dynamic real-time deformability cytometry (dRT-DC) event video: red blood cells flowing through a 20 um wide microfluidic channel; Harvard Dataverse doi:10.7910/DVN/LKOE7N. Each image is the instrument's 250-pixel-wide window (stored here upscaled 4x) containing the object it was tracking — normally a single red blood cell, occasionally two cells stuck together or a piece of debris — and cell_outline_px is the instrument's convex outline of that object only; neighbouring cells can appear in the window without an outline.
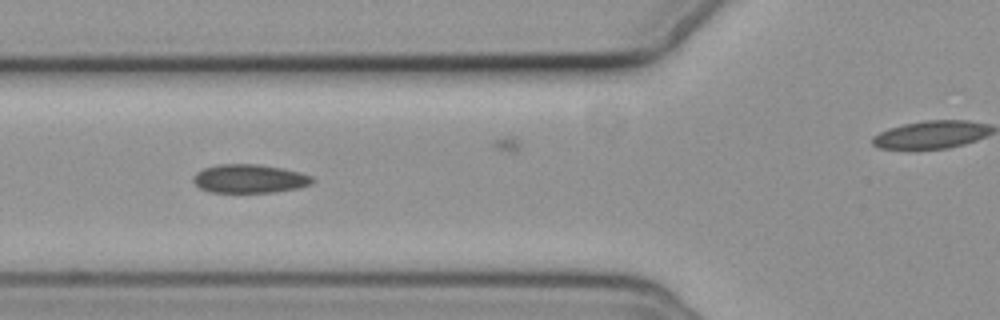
{"species": "common noctule bat (a hibernating species)", "species_latin": "Nyctalus noctula", "temperature_condition": "cold", "stored_images_in_passage": 12, "camera_frame_rate_fps": 3000, "um_per_image_px": 0.085, "animal": {"sex": "female", "body_mass_g": 19.3, "forearm_length_mm": 54.1}, "frame": {"image": 1, "passage_image": 4, "time_ms": 4.333, "image_size_px": [1000, 320], "cell_outline_px": [[316, 180], [312, 184], [300, 188], [276, 192], [208, 192], [200, 188], [192, 180], [192, 176], [196, 172], [204, 168], [216, 164], [260, 164], [300, 172], [312, 176]], "centroid_in_image_um": [21.22, 15.19], "position_along_channel_um": 104.6, "area_um2": 20.11}}
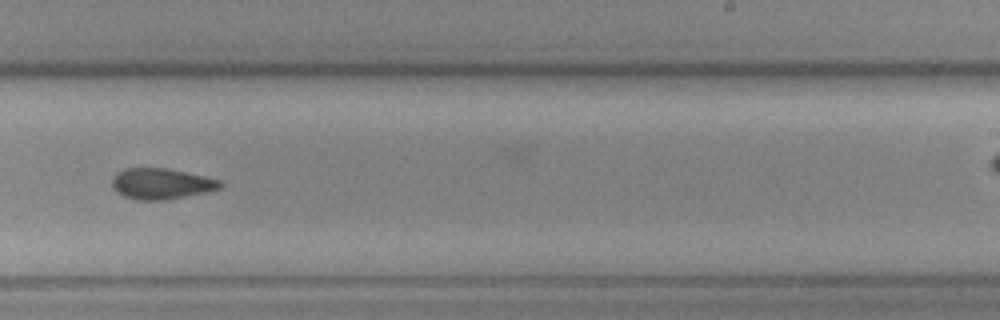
{"frame": {"image": 2, "passage_image": 8, "time_ms": 9.0, "image_size_px": [1000, 320], "cell_outline_px": [[224, 184], [220, 188], [204, 192], [164, 200], [136, 200], [124, 196], [112, 184], [112, 176], [116, 172], [124, 168], [164, 168], [184, 172], [220, 180]], "centroid_in_image_um": [13.68, 15.61], "position_along_channel_um": 275.3, "area_um2": 19.07}}
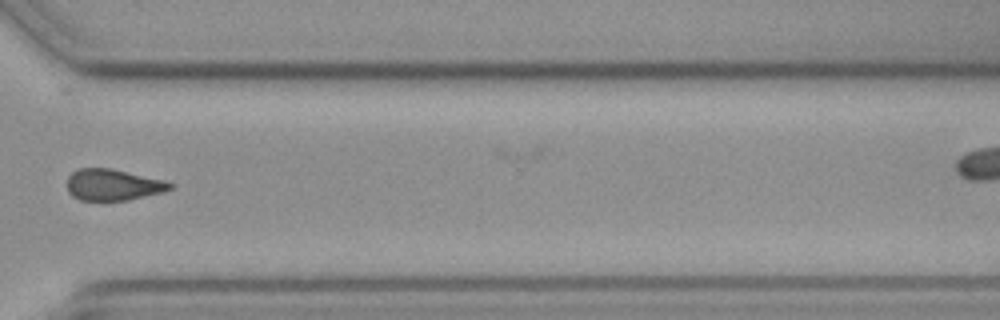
{"frame": {"image": 3, "passage_image": 10, "time_ms": 11.333, "image_size_px": [1000, 320], "cell_outline_px": [[176, 184], [172, 188], [164, 192], [128, 200], [80, 200], [72, 196], [68, 192], [68, 176], [76, 168], [112, 168], [164, 180]], "centroid_in_image_um": [9.62, 15.7], "position_along_channel_um": 361.0, "area_um2": 18.96}}